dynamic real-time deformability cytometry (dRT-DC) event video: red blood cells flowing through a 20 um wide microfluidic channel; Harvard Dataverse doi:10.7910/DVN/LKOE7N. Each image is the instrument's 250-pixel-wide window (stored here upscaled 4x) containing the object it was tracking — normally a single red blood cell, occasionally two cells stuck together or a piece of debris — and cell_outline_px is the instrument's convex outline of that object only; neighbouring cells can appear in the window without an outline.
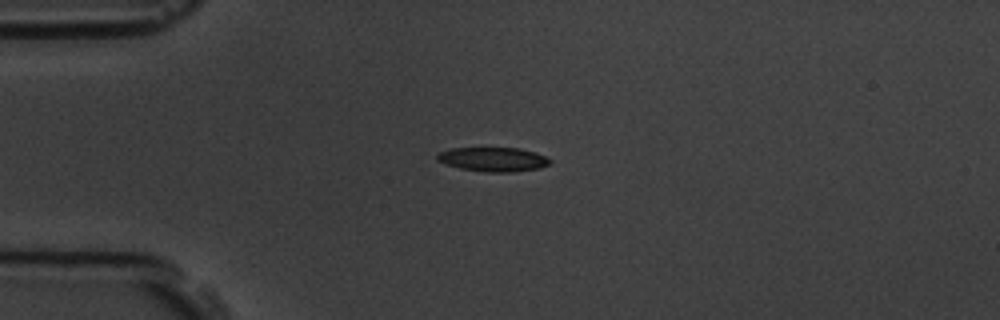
{"species": "common noctule bat (a hibernating species)", "species_latin": "Nyctalus noctula", "temperature_condition": "room temperature", "stored_images_in_passage": 8, "camera_frame_rate_fps": 3000, "um_per_image_px": 0.085, "animal": {"sex": "male", "body_mass_g": 19.5, "forearm_length_mm": 54.6}, "frame": {"image": 1, "passage_image": 1, "time_ms": 0.0, "image_size_px": [1000, 320], "cell_outline_px": [[552, 164], [540, 168], [512, 172], [488, 172], [460, 168], [444, 164], [436, 160], [436, 156], [440, 152], [452, 148], [520, 148], [536, 152], [552, 160]], "centroid_in_image_um": [41.94, 13.54], "position_along_channel_um": 43.1, "area_um2": 16.01}}
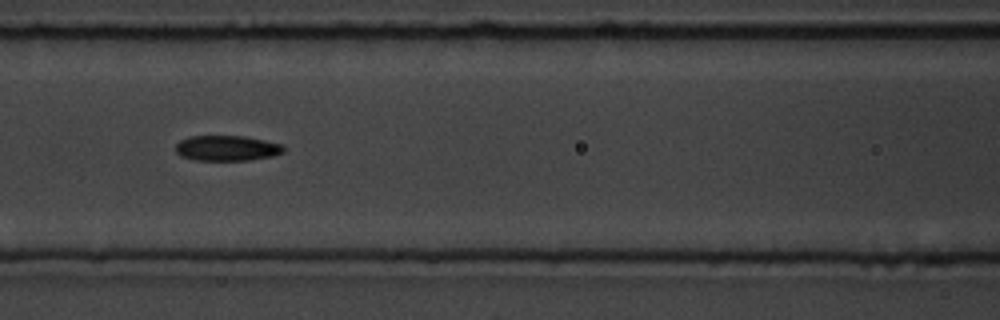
{"frame": {"image": 2, "passage_image": 4, "time_ms": 3.333, "image_size_px": [1000, 320], "cell_outline_px": [[284, 152], [272, 156], [248, 160], [192, 160], [180, 156], [176, 152], [176, 144], [180, 140], [192, 136], [244, 136], [264, 140], [280, 144], [284, 148]], "centroid_in_image_um": [19.25, 12.6], "position_along_channel_um": 147.3, "area_um2": 15.9}}
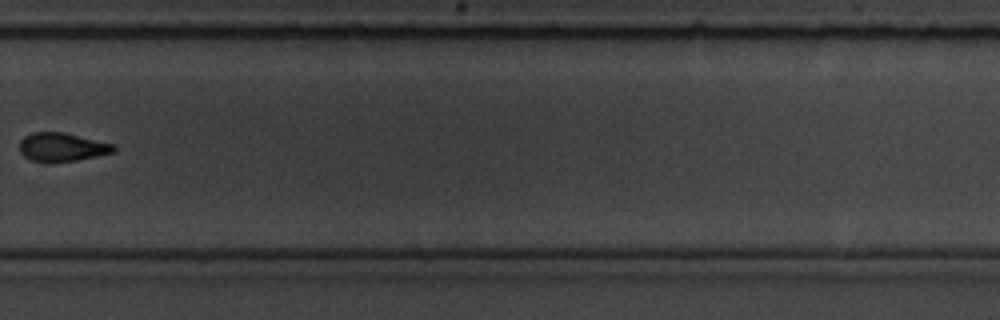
{"frame": {"image": 3, "passage_image": 8, "time_ms": 8.0, "image_size_px": [1000, 320], "cell_outline_px": [[116, 152], [76, 160], [52, 164], [44, 164], [32, 160], [24, 156], [20, 152], [20, 140], [24, 136], [32, 132], [64, 132], [116, 144]], "centroid_in_image_um": [5.28, 12.52], "position_along_channel_um": 324.5, "area_um2": 16.18}}